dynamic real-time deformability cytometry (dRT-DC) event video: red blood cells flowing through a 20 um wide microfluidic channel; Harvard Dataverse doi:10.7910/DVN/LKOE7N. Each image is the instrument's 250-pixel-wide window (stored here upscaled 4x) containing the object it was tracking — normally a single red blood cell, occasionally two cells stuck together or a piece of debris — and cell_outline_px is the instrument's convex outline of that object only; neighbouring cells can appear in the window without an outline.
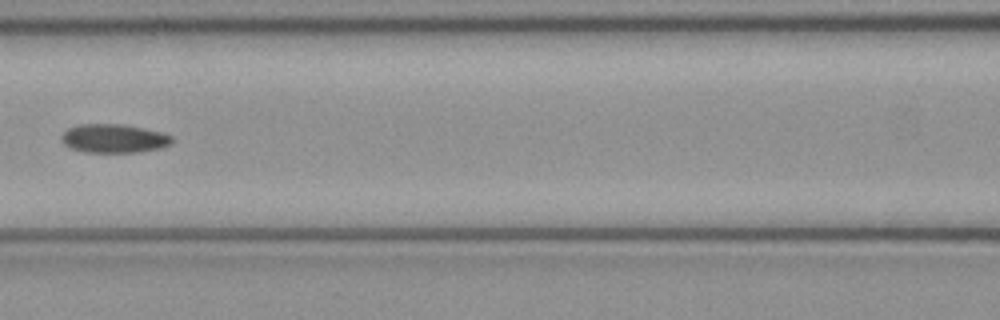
{"species": "common noctule bat (a hibernating species)", "species_latin": "Nyctalus noctula", "temperature_condition": "cold", "stored_images_in_passage": 5, "camera_frame_rate_fps": 3000, "um_per_image_px": 0.085, "animal": {"sex": "female", "body_mass_g": 21.9}, "frame": {"image": 1, "passage_image": 5, "time_ms": 1.333, "image_size_px": [1000, 320], "cell_outline_px": [[172, 140], [168, 144], [160, 148], [140, 152], [84, 152], [72, 148], [64, 144], [60, 140], [60, 136], [68, 128], [80, 124], [120, 124], [160, 132], [172, 136]], "centroid_in_image_um": [9.62, 11.77], "position_along_channel_um": 157.0, "area_um2": 18.26}}